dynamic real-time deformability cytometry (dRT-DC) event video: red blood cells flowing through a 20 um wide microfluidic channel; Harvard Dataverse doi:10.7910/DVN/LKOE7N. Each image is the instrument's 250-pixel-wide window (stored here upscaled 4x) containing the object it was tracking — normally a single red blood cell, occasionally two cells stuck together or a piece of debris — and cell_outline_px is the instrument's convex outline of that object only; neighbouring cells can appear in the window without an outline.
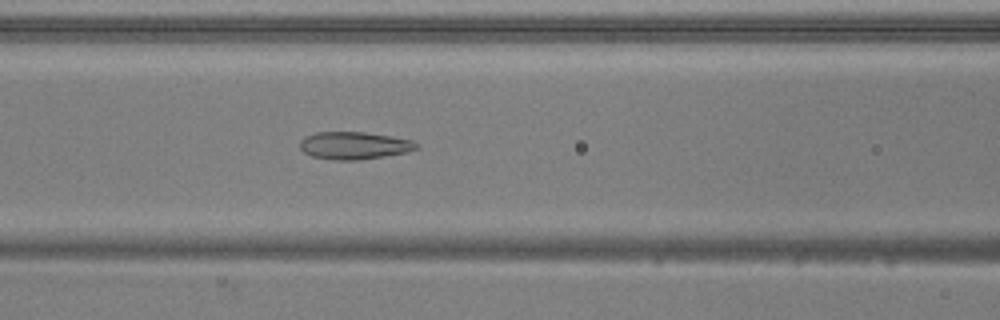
{"species": "common noctule bat (a hibernating species)", "species_latin": "Nyctalus noctula", "temperature_condition": "warm", "stored_images_in_passage": 51, "camera_frame_rate_fps": 3000, "um_per_image_px": 0.085, "animal": {"sex": "male", "body_mass_g": 20.5, "forearm_length_mm": 52.5}, "frame": {"image": 1, "passage_image": 21, "time_ms": 6.667, "image_size_px": [1000, 320], "cell_outline_px": [[420, 148], [408, 152], [360, 160], [332, 160], [312, 156], [304, 152], [300, 148], [300, 140], [304, 136], [316, 132], [364, 132], [392, 136], [412, 140], [420, 144]], "centroid_in_image_um": [30.13, 12.37], "position_along_channel_um": 136.5, "area_um2": 18.9}}
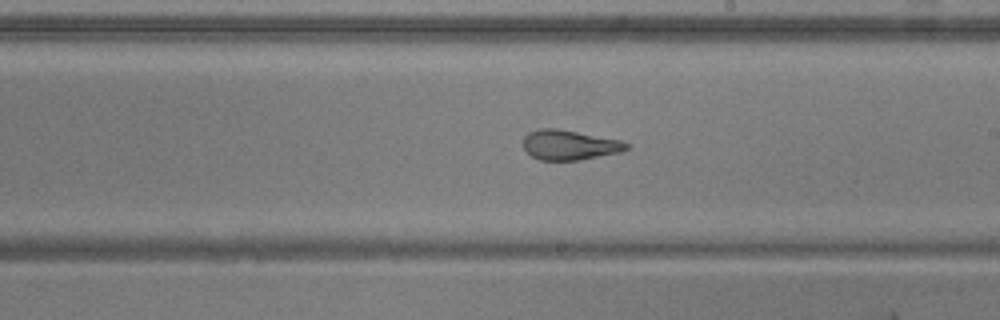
{"frame": {"image": 2, "passage_image": 29, "time_ms": 9.333, "image_size_px": [1000, 320], "cell_outline_px": [[628, 148], [620, 152], [580, 160], [540, 160], [532, 156], [524, 148], [524, 136], [528, 132], [540, 128], [556, 128], [620, 140], [628, 144]], "centroid_in_image_um": [48.38, 12.32], "position_along_channel_um": 240.6, "area_um2": 17.8}}
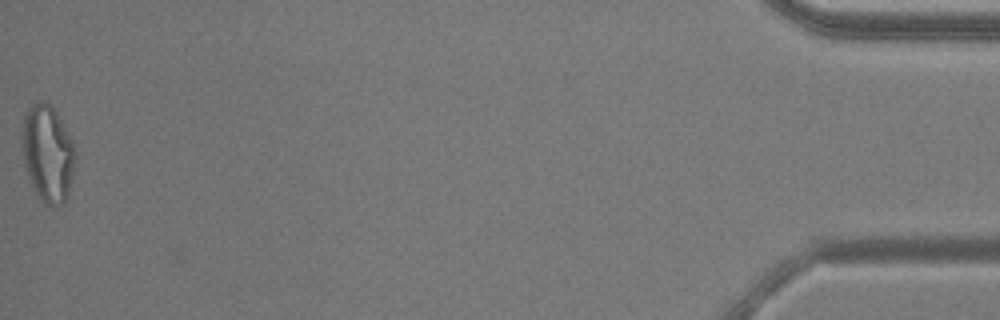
{"frame": {"image": 3, "passage_image": 51, "time_ms": 16.667, "image_size_px": [1000, 320], "cell_outline_px": [[76, 160], [68, 196], [64, 204], [44, 204], [36, 196], [28, 176], [24, 160], [20, 136], [24, 116], [28, 108], [36, 100], [40, 100], [48, 104], [56, 112], [72, 140], [76, 152]], "centroid_in_image_um": [4.05, 13.05], "position_along_channel_um": 431.2, "area_um2": 30.29}, "authors_computed_cell_mechanics": {"area_um2": 22.3108, "velocity_mm_per_s": 3.9074, "shape_relaxation_time_tau1_ms": null, "shape_relaxation_time_tau2_ms": 1.5414, "deformation_change_tau1": null, "deformation_change_tau2": 0.0871}}